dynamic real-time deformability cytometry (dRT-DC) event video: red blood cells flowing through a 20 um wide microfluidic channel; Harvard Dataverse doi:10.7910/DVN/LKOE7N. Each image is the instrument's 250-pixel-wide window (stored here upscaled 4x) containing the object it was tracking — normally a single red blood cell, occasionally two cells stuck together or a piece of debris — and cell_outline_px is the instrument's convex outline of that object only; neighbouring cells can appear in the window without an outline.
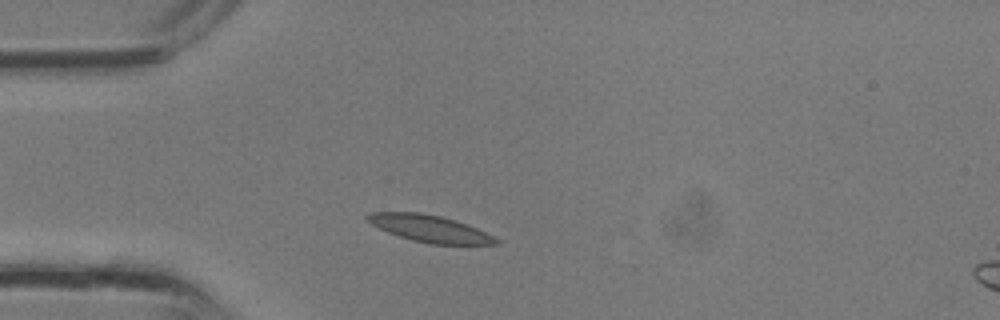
{"species": "common noctule bat (a hibernating species)", "species_latin": "Nyctalus noctula", "temperature_condition": "room temperature", "stored_images_in_passage": 29, "camera_frame_rate_fps": 3000, "um_per_image_px": 0.085, "animal": {"sex": "male", "body_mass_g": 13.3}, "frame": {"image": 1, "passage_image": 4, "time_ms": 1.0, "image_size_px": [1000, 320], "cell_outline_px": [[500, 244], [428, 244], [412, 240], [388, 232], [364, 220], [364, 216], [372, 212], [420, 212], [440, 216], [456, 220], [476, 228], [500, 240]], "centroid_in_image_um": [36.49, 19.42], "position_along_channel_um": 48.5, "area_um2": 20.06}}
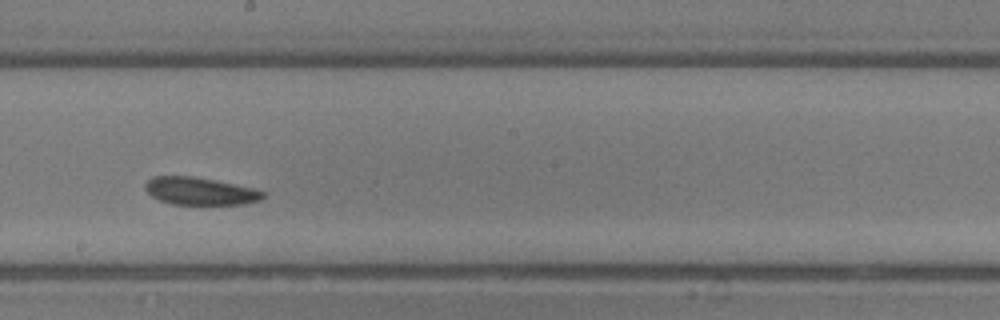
{"frame": {"image": 2, "passage_image": 14, "time_ms": 4.333, "image_size_px": [1000, 320], "cell_outline_px": [[264, 196], [260, 200], [244, 204], [172, 204], [160, 200], [152, 196], [144, 188], [144, 184], [152, 176], [192, 176], [256, 188], [264, 192]], "centroid_in_image_um": [17.0, 16.24], "position_along_channel_um": 231.2, "area_um2": 18.84}}
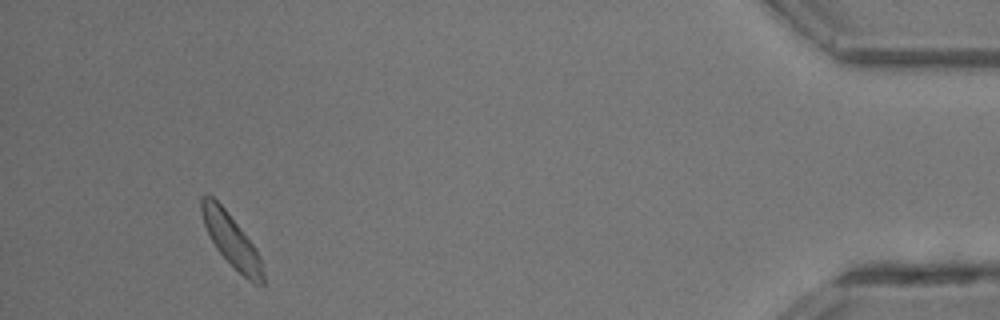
{"frame": {"image": 3, "passage_image": 27, "time_ms": 8.667, "image_size_px": [1000, 320], "cell_outline_px": [[264, 284], [256, 284], [248, 280], [216, 248], [204, 224], [200, 212], [200, 196], [204, 192], [212, 196], [224, 208], [256, 248], [260, 256], [264, 272]], "centroid_in_image_um": [19.65, 20.38], "position_along_channel_um": 415.5, "area_um2": 18.55}}